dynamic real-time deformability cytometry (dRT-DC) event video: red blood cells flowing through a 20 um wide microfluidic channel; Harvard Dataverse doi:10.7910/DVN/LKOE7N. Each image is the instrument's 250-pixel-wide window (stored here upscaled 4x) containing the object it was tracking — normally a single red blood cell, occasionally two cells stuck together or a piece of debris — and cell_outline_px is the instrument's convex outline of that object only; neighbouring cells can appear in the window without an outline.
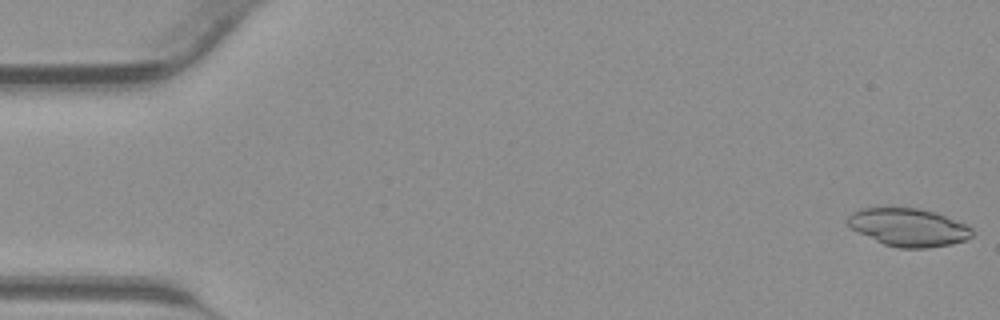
{"species": "common noctule bat (a hibernating species)", "species_latin": "Nyctalus noctula", "temperature_condition": "warm", "stored_images_in_passage": 42, "camera_frame_rate_fps": 3000, "um_per_image_px": 0.085, "animal": {"sex": "male", "body_mass_g": 23.1, "forearm_length_mm": 52.7}, "frame": {"image": 1, "passage_image": 1, "time_ms": 0.0, "image_size_px": [1000, 320], "cell_outline_px": [[972, 236], [964, 240], [952, 244], [928, 248], [900, 248], [884, 244], [852, 228], [848, 224], [848, 216], [852, 212], [860, 208], [916, 208], [936, 212], [968, 224], [972, 228]], "centroid_in_image_um": [77.27, 19.32], "position_along_channel_um": 7.7, "area_um2": 27.34}}